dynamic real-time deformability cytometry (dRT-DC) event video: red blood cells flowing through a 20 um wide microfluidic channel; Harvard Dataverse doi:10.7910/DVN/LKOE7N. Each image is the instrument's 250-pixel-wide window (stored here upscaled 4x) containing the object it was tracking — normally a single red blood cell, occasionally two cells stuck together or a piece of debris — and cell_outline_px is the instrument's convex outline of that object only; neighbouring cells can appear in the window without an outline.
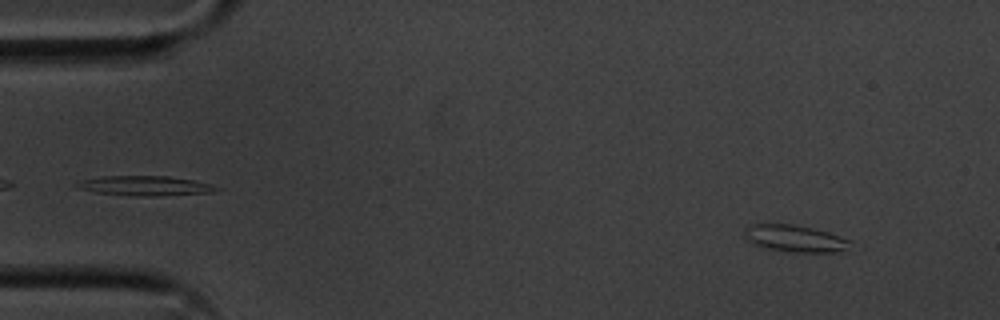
{"species": "common noctule bat (a hibernating species)", "species_latin": "Nyctalus noctula", "temperature_condition": "cold", "stored_images_in_passage": 14, "camera_frame_rate_fps": 3000, "um_per_image_px": 0.085, "animal": {"sex": "male", "body_mass_g": 20.1, "forearm_length_mm": 53.5}, "frame": {"image": 1, "passage_image": 5, "time_ms": 1.333, "image_size_px": [1000, 320], "cell_outline_px": [[856, 244], [848, 248], [836, 252], [788, 252], [768, 248], [752, 244], [744, 240], [744, 228], [748, 224], [792, 224], [812, 228], [828, 232], [852, 240]], "centroid_in_image_um": [67.56, 20.27], "position_along_channel_um": 17.4, "area_um2": 16.94}}